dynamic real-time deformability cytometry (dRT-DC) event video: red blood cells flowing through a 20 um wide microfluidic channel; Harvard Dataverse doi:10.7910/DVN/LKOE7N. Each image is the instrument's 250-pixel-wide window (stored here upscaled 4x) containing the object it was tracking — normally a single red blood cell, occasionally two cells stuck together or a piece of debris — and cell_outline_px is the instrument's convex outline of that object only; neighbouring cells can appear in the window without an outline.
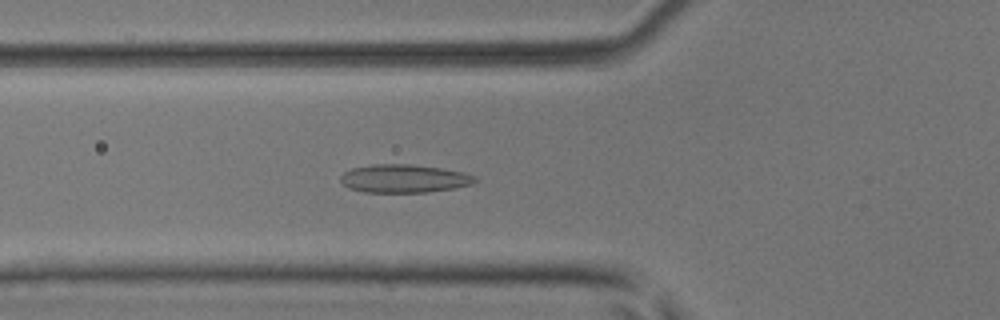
{"species": "common noctule bat (a hibernating species)", "species_latin": "Nyctalus noctula", "temperature_condition": "room temperature", "stored_images_in_passage": 49, "camera_frame_rate_fps": 3000, "um_per_image_px": 0.085, "animal": {"sex": "male", "body_mass_g": 17.9, "forearm_length_mm": 54.2}, "frame": {"image": 1, "passage_image": 18, "time_ms": 5.667, "image_size_px": [1000, 320], "cell_outline_px": [[480, 180], [472, 184], [456, 188], [428, 192], [364, 192], [348, 188], [340, 180], [340, 176], [344, 172], [352, 168], [372, 164], [408, 164], [440, 168], [464, 172], [476, 176]], "centroid_in_image_um": [34.37, 15.18], "position_along_channel_um": 91.4, "area_um2": 22.25}}
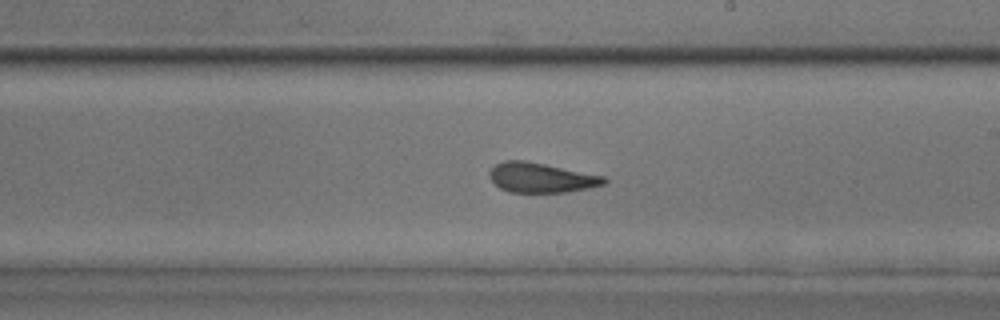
{"frame": {"image": 2, "passage_image": 29, "time_ms": 9.333, "image_size_px": [1000, 320], "cell_outline_px": [[608, 180], [604, 184], [588, 188], [564, 192], [508, 192], [500, 188], [488, 176], [488, 172], [496, 164], [504, 160], [524, 160], [604, 176]], "centroid_in_image_um": [45.96, 15.1], "position_along_channel_um": 243.0, "area_um2": 19.71}}
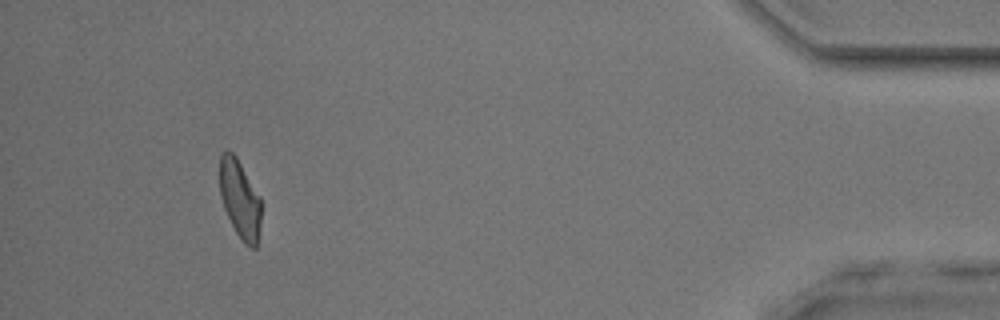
{"frame": {"image": 3, "passage_image": 46, "time_ms": 15.0, "image_size_px": [1000, 320], "cell_outline_px": [[260, 224], [256, 248], [252, 248], [244, 244], [236, 232], [224, 208], [220, 196], [220, 156], [224, 152], [232, 152], [236, 156], [260, 196]], "centroid_in_image_um": [20.39, 16.94], "position_along_channel_um": 414.8, "area_um2": 18.67}, "authors_computed_cell_mechanics": {"area_um2": 20.6924, "velocity_mm_per_s": 4.1453, "shape_relaxation_time_tau1_ms": null, "shape_relaxation_time_tau2_ms": 2.1633, "deformation_change_tau1": null, "deformation_change_tau2": 0.1}}